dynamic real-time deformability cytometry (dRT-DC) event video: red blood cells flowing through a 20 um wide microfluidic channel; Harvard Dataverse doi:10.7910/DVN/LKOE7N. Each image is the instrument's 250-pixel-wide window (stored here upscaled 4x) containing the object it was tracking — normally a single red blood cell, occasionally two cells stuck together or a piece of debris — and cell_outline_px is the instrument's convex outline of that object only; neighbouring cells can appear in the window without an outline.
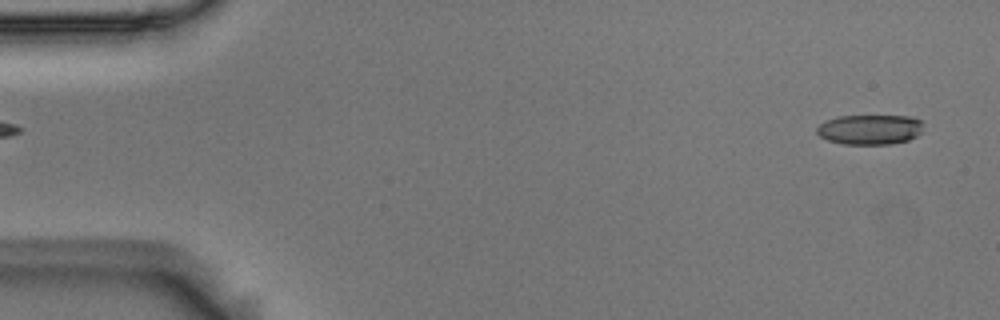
{"species": "Egyptian fruit bat (a non-hibernating species)", "species_latin": "Rousettus aegyptiacus", "temperature_condition": "room temperature", "stored_images_in_passage": 5, "segment_of_instrument_passage": [2, 2], "camera_frame_rate_fps": 3000, "um_per_image_px": 0.085, "animal": {"sex": "male"}, "frame": {"image": 1, "passage_image": 5, "time_ms": 1.333, "image_size_px": [1000, 320], "cell_outline_px": [[924, 124], [920, 132], [916, 136], [908, 140], [892, 144], [844, 144], [828, 140], [820, 136], [816, 132], [816, 128], [820, 124], [828, 120], [840, 116], [912, 116], [920, 120]], "centroid_in_image_um": [73.96, 11.01], "position_along_channel_um": 11.0, "area_um2": 18.55}}